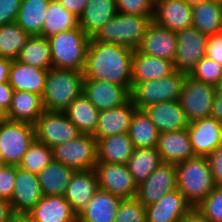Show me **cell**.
Here are the masks:
<instances>
[{
  "label": "cell",
  "instance_id": "cell-18",
  "mask_svg": "<svg viewBox=\"0 0 222 222\" xmlns=\"http://www.w3.org/2000/svg\"><path fill=\"white\" fill-rule=\"evenodd\" d=\"M187 131L196 156H209L222 144V124L215 118H201L189 124Z\"/></svg>",
  "mask_w": 222,
  "mask_h": 222
},
{
  "label": "cell",
  "instance_id": "cell-19",
  "mask_svg": "<svg viewBox=\"0 0 222 222\" xmlns=\"http://www.w3.org/2000/svg\"><path fill=\"white\" fill-rule=\"evenodd\" d=\"M99 189L95 169L78 170L72 175L64 197L78 216Z\"/></svg>",
  "mask_w": 222,
  "mask_h": 222
},
{
  "label": "cell",
  "instance_id": "cell-43",
  "mask_svg": "<svg viewBox=\"0 0 222 222\" xmlns=\"http://www.w3.org/2000/svg\"><path fill=\"white\" fill-rule=\"evenodd\" d=\"M114 222H146L145 206L137 198L122 200Z\"/></svg>",
  "mask_w": 222,
  "mask_h": 222
},
{
  "label": "cell",
  "instance_id": "cell-5",
  "mask_svg": "<svg viewBox=\"0 0 222 222\" xmlns=\"http://www.w3.org/2000/svg\"><path fill=\"white\" fill-rule=\"evenodd\" d=\"M152 18L153 16L117 13L97 32L93 39L135 50L153 21Z\"/></svg>",
  "mask_w": 222,
  "mask_h": 222
},
{
  "label": "cell",
  "instance_id": "cell-14",
  "mask_svg": "<svg viewBox=\"0 0 222 222\" xmlns=\"http://www.w3.org/2000/svg\"><path fill=\"white\" fill-rule=\"evenodd\" d=\"M82 93L99 112L119 107L131 99L130 91L126 87L92 79L83 80Z\"/></svg>",
  "mask_w": 222,
  "mask_h": 222
},
{
  "label": "cell",
  "instance_id": "cell-32",
  "mask_svg": "<svg viewBox=\"0 0 222 222\" xmlns=\"http://www.w3.org/2000/svg\"><path fill=\"white\" fill-rule=\"evenodd\" d=\"M75 170L54 160L41 172L38 179L44 196H63Z\"/></svg>",
  "mask_w": 222,
  "mask_h": 222
},
{
  "label": "cell",
  "instance_id": "cell-25",
  "mask_svg": "<svg viewBox=\"0 0 222 222\" xmlns=\"http://www.w3.org/2000/svg\"><path fill=\"white\" fill-rule=\"evenodd\" d=\"M49 70L12 60L9 69V84L16 91H28L43 95Z\"/></svg>",
  "mask_w": 222,
  "mask_h": 222
},
{
  "label": "cell",
  "instance_id": "cell-30",
  "mask_svg": "<svg viewBox=\"0 0 222 222\" xmlns=\"http://www.w3.org/2000/svg\"><path fill=\"white\" fill-rule=\"evenodd\" d=\"M133 151L128 133L114 134L97 141V162L126 164Z\"/></svg>",
  "mask_w": 222,
  "mask_h": 222
},
{
  "label": "cell",
  "instance_id": "cell-47",
  "mask_svg": "<svg viewBox=\"0 0 222 222\" xmlns=\"http://www.w3.org/2000/svg\"><path fill=\"white\" fill-rule=\"evenodd\" d=\"M206 158L209 162L215 185L222 186V144L217 146Z\"/></svg>",
  "mask_w": 222,
  "mask_h": 222
},
{
  "label": "cell",
  "instance_id": "cell-55",
  "mask_svg": "<svg viewBox=\"0 0 222 222\" xmlns=\"http://www.w3.org/2000/svg\"><path fill=\"white\" fill-rule=\"evenodd\" d=\"M8 222H33L27 214H14Z\"/></svg>",
  "mask_w": 222,
  "mask_h": 222
},
{
  "label": "cell",
  "instance_id": "cell-37",
  "mask_svg": "<svg viewBox=\"0 0 222 222\" xmlns=\"http://www.w3.org/2000/svg\"><path fill=\"white\" fill-rule=\"evenodd\" d=\"M44 70L53 68L49 41L43 36H30L16 59Z\"/></svg>",
  "mask_w": 222,
  "mask_h": 222
},
{
  "label": "cell",
  "instance_id": "cell-52",
  "mask_svg": "<svg viewBox=\"0 0 222 222\" xmlns=\"http://www.w3.org/2000/svg\"><path fill=\"white\" fill-rule=\"evenodd\" d=\"M13 215L10 201L0 198V222H8Z\"/></svg>",
  "mask_w": 222,
  "mask_h": 222
},
{
  "label": "cell",
  "instance_id": "cell-50",
  "mask_svg": "<svg viewBox=\"0 0 222 222\" xmlns=\"http://www.w3.org/2000/svg\"><path fill=\"white\" fill-rule=\"evenodd\" d=\"M59 4L63 5L69 12L79 17L83 12L89 0H56Z\"/></svg>",
  "mask_w": 222,
  "mask_h": 222
},
{
  "label": "cell",
  "instance_id": "cell-42",
  "mask_svg": "<svg viewBox=\"0 0 222 222\" xmlns=\"http://www.w3.org/2000/svg\"><path fill=\"white\" fill-rule=\"evenodd\" d=\"M195 208L210 222H222V186H215Z\"/></svg>",
  "mask_w": 222,
  "mask_h": 222
},
{
  "label": "cell",
  "instance_id": "cell-12",
  "mask_svg": "<svg viewBox=\"0 0 222 222\" xmlns=\"http://www.w3.org/2000/svg\"><path fill=\"white\" fill-rule=\"evenodd\" d=\"M176 35L177 54L173 62L174 69L189 74L205 57L208 37L193 26L177 31Z\"/></svg>",
  "mask_w": 222,
  "mask_h": 222
},
{
  "label": "cell",
  "instance_id": "cell-38",
  "mask_svg": "<svg viewBox=\"0 0 222 222\" xmlns=\"http://www.w3.org/2000/svg\"><path fill=\"white\" fill-rule=\"evenodd\" d=\"M78 17L56 0H51L42 27V36L50 37L63 31L77 28Z\"/></svg>",
  "mask_w": 222,
  "mask_h": 222
},
{
  "label": "cell",
  "instance_id": "cell-46",
  "mask_svg": "<svg viewBox=\"0 0 222 222\" xmlns=\"http://www.w3.org/2000/svg\"><path fill=\"white\" fill-rule=\"evenodd\" d=\"M22 0H0V26L16 22Z\"/></svg>",
  "mask_w": 222,
  "mask_h": 222
},
{
  "label": "cell",
  "instance_id": "cell-33",
  "mask_svg": "<svg viewBox=\"0 0 222 222\" xmlns=\"http://www.w3.org/2000/svg\"><path fill=\"white\" fill-rule=\"evenodd\" d=\"M80 134L94 135L97 129L99 110L82 93L64 111Z\"/></svg>",
  "mask_w": 222,
  "mask_h": 222
},
{
  "label": "cell",
  "instance_id": "cell-36",
  "mask_svg": "<svg viewBox=\"0 0 222 222\" xmlns=\"http://www.w3.org/2000/svg\"><path fill=\"white\" fill-rule=\"evenodd\" d=\"M162 163L163 162L156 147L134 148L126 166L132 174L134 182L139 185L144 182Z\"/></svg>",
  "mask_w": 222,
  "mask_h": 222
},
{
  "label": "cell",
  "instance_id": "cell-24",
  "mask_svg": "<svg viewBox=\"0 0 222 222\" xmlns=\"http://www.w3.org/2000/svg\"><path fill=\"white\" fill-rule=\"evenodd\" d=\"M136 109L137 107L130 99L119 107L99 112L97 129L93 135L95 139L98 141L114 134L128 133Z\"/></svg>",
  "mask_w": 222,
  "mask_h": 222
},
{
  "label": "cell",
  "instance_id": "cell-1",
  "mask_svg": "<svg viewBox=\"0 0 222 222\" xmlns=\"http://www.w3.org/2000/svg\"><path fill=\"white\" fill-rule=\"evenodd\" d=\"M134 50L90 39L84 79L107 81L132 90V58Z\"/></svg>",
  "mask_w": 222,
  "mask_h": 222
},
{
  "label": "cell",
  "instance_id": "cell-15",
  "mask_svg": "<svg viewBox=\"0 0 222 222\" xmlns=\"http://www.w3.org/2000/svg\"><path fill=\"white\" fill-rule=\"evenodd\" d=\"M38 175L16 166L11 208L14 214H27L42 198Z\"/></svg>",
  "mask_w": 222,
  "mask_h": 222
},
{
  "label": "cell",
  "instance_id": "cell-2",
  "mask_svg": "<svg viewBox=\"0 0 222 222\" xmlns=\"http://www.w3.org/2000/svg\"><path fill=\"white\" fill-rule=\"evenodd\" d=\"M177 189L195 208L215 188L209 162L204 156H195L175 165Z\"/></svg>",
  "mask_w": 222,
  "mask_h": 222
},
{
  "label": "cell",
  "instance_id": "cell-23",
  "mask_svg": "<svg viewBox=\"0 0 222 222\" xmlns=\"http://www.w3.org/2000/svg\"><path fill=\"white\" fill-rule=\"evenodd\" d=\"M33 222H77V215L64 196L49 195L27 213Z\"/></svg>",
  "mask_w": 222,
  "mask_h": 222
},
{
  "label": "cell",
  "instance_id": "cell-11",
  "mask_svg": "<svg viewBox=\"0 0 222 222\" xmlns=\"http://www.w3.org/2000/svg\"><path fill=\"white\" fill-rule=\"evenodd\" d=\"M95 171L100 189L123 200L136 198L138 185L134 182L126 164L97 162Z\"/></svg>",
  "mask_w": 222,
  "mask_h": 222
},
{
  "label": "cell",
  "instance_id": "cell-26",
  "mask_svg": "<svg viewBox=\"0 0 222 222\" xmlns=\"http://www.w3.org/2000/svg\"><path fill=\"white\" fill-rule=\"evenodd\" d=\"M122 200L99 188L77 216V222H114Z\"/></svg>",
  "mask_w": 222,
  "mask_h": 222
},
{
  "label": "cell",
  "instance_id": "cell-29",
  "mask_svg": "<svg viewBox=\"0 0 222 222\" xmlns=\"http://www.w3.org/2000/svg\"><path fill=\"white\" fill-rule=\"evenodd\" d=\"M44 110L42 96L28 91L14 90L7 119L34 125Z\"/></svg>",
  "mask_w": 222,
  "mask_h": 222
},
{
  "label": "cell",
  "instance_id": "cell-31",
  "mask_svg": "<svg viewBox=\"0 0 222 222\" xmlns=\"http://www.w3.org/2000/svg\"><path fill=\"white\" fill-rule=\"evenodd\" d=\"M192 26L205 36L222 32V3L208 0L192 5Z\"/></svg>",
  "mask_w": 222,
  "mask_h": 222
},
{
  "label": "cell",
  "instance_id": "cell-34",
  "mask_svg": "<svg viewBox=\"0 0 222 222\" xmlns=\"http://www.w3.org/2000/svg\"><path fill=\"white\" fill-rule=\"evenodd\" d=\"M51 0H22L16 23L30 36H42V27Z\"/></svg>",
  "mask_w": 222,
  "mask_h": 222
},
{
  "label": "cell",
  "instance_id": "cell-3",
  "mask_svg": "<svg viewBox=\"0 0 222 222\" xmlns=\"http://www.w3.org/2000/svg\"><path fill=\"white\" fill-rule=\"evenodd\" d=\"M83 80V71L50 69L42 95L44 109L64 112L82 94Z\"/></svg>",
  "mask_w": 222,
  "mask_h": 222
},
{
  "label": "cell",
  "instance_id": "cell-40",
  "mask_svg": "<svg viewBox=\"0 0 222 222\" xmlns=\"http://www.w3.org/2000/svg\"><path fill=\"white\" fill-rule=\"evenodd\" d=\"M53 160L52 148L36 139L27 149L17 167L38 174Z\"/></svg>",
  "mask_w": 222,
  "mask_h": 222
},
{
  "label": "cell",
  "instance_id": "cell-8",
  "mask_svg": "<svg viewBox=\"0 0 222 222\" xmlns=\"http://www.w3.org/2000/svg\"><path fill=\"white\" fill-rule=\"evenodd\" d=\"M53 160L78 170L95 169L97 140L93 135L79 134L75 139L52 148Z\"/></svg>",
  "mask_w": 222,
  "mask_h": 222
},
{
  "label": "cell",
  "instance_id": "cell-20",
  "mask_svg": "<svg viewBox=\"0 0 222 222\" xmlns=\"http://www.w3.org/2000/svg\"><path fill=\"white\" fill-rule=\"evenodd\" d=\"M157 151L166 164L177 165L195 157L189 134L186 129L159 133Z\"/></svg>",
  "mask_w": 222,
  "mask_h": 222
},
{
  "label": "cell",
  "instance_id": "cell-9",
  "mask_svg": "<svg viewBox=\"0 0 222 222\" xmlns=\"http://www.w3.org/2000/svg\"><path fill=\"white\" fill-rule=\"evenodd\" d=\"M216 89L217 87L196 80L187 74L178 101L190 123L211 117Z\"/></svg>",
  "mask_w": 222,
  "mask_h": 222
},
{
  "label": "cell",
  "instance_id": "cell-48",
  "mask_svg": "<svg viewBox=\"0 0 222 222\" xmlns=\"http://www.w3.org/2000/svg\"><path fill=\"white\" fill-rule=\"evenodd\" d=\"M205 57L222 65V32L208 36Z\"/></svg>",
  "mask_w": 222,
  "mask_h": 222
},
{
  "label": "cell",
  "instance_id": "cell-28",
  "mask_svg": "<svg viewBox=\"0 0 222 222\" xmlns=\"http://www.w3.org/2000/svg\"><path fill=\"white\" fill-rule=\"evenodd\" d=\"M175 71L173 62L134 50L132 58V82L157 80Z\"/></svg>",
  "mask_w": 222,
  "mask_h": 222
},
{
  "label": "cell",
  "instance_id": "cell-27",
  "mask_svg": "<svg viewBox=\"0 0 222 222\" xmlns=\"http://www.w3.org/2000/svg\"><path fill=\"white\" fill-rule=\"evenodd\" d=\"M117 13L116 0H89L78 17V24L90 38H93Z\"/></svg>",
  "mask_w": 222,
  "mask_h": 222
},
{
  "label": "cell",
  "instance_id": "cell-35",
  "mask_svg": "<svg viewBox=\"0 0 222 222\" xmlns=\"http://www.w3.org/2000/svg\"><path fill=\"white\" fill-rule=\"evenodd\" d=\"M134 148L157 147L159 131L142 109H136L128 129Z\"/></svg>",
  "mask_w": 222,
  "mask_h": 222
},
{
  "label": "cell",
  "instance_id": "cell-16",
  "mask_svg": "<svg viewBox=\"0 0 222 222\" xmlns=\"http://www.w3.org/2000/svg\"><path fill=\"white\" fill-rule=\"evenodd\" d=\"M137 50L144 54L174 62L177 54L176 32L152 21Z\"/></svg>",
  "mask_w": 222,
  "mask_h": 222
},
{
  "label": "cell",
  "instance_id": "cell-58",
  "mask_svg": "<svg viewBox=\"0 0 222 222\" xmlns=\"http://www.w3.org/2000/svg\"><path fill=\"white\" fill-rule=\"evenodd\" d=\"M6 166V164L0 159V171Z\"/></svg>",
  "mask_w": 222,
  "mask_h": 222
},
{
  "label": "cell",
  "instance_id": "cell-44",
  "mask_svg": "<svg viewBox=\"0 0 222 222\" xmlns=\"http://www.w3.org/2000/svg\"><path fill=\"white\" fill-rule=\"evenodd\" d=\"M118 13L153 16L154 5L150 0H116Z\"/></svg>",
  "mask_w": 222,
  "mask_h": 222
},
{
  "label": "cell",
  "instance_id": "cell-39",
  "mask_svg": "<svg viewBox=\"0 0 222 222\" xmlns=\"http://www.w3.org/2000/svg\"><path fill=\"white\" fill-rule=\"evenodd\" d=\"M29 37L16 22L0 26V56L16 60Z\"/></svg>",
  "mask_w": 222,
  "mask_h": 222
},
{
  "label": "cell",
  "instance_id": "cell-54",
  "mask_svg": "<svg viewBox=\"0 0 222 222\" xmlns=\"http://www.w3.org/2000/svg\"><path fill=\"white\" fill-rule=\"evenodd\" d=\"M182 222H210L205 218L197 208H193L187 216L182 220Z\"/></svg>",
  "mask_w": 222,
  "mask_h": 222
},
{
  "label": "cell",
  "instance_id": "cell-10",
  "mask_svg": "<svg viewBox=\"0 0 222 222\" xmlns=\"http://www.w3.org/2000/svg\"><path fill=\"white\" fill-rule=\"evenodd\" d=\"M36 140L50 148L75 139L80 132L63 111L44 110L34 124Z\"/></svg>",
  "mask_w": 222,
  "mask_h": 222
},
{
  "label": "cell",
  "instance_id": "cell-56",
  "mask_svg": "<svg viewBox=\"0 0 222 222\" xmlns=\"http://www.w3.org/2000/svg\"><path fill=\"white\" fill-rule=\"evenodd\" d=\"M7 120V112L0 106V123Z\"/></svg>",
  "mask_w": 222,
  "mask_h": 222
},
{
  "label": "cell",
  "instance_id": "cell-7",
  "mask_svg": "<svg viewBox=\"0 0 222 222\" xmlns=\"http://www.w3.org/2000/svg\"><path fill=\"white\" fill-rule=\"evenodd\" d=\"M36 139L33 124L5 120L0 123V157L6 165H18Z\"/></svg>",
  "mask_w": 222,
  "mask_h": 222
},
{
  "label": "cell",
  "instance_id": "cell-41",
  "mask_svg": "<svg viewBox=\"0 0 222 222\" xmlns=\"http://www.w3.org/2000/svg\"><path fill=\"white\" fill-rule=\"evenodd\" d=\"M188 75L206 84L219 87L222 79V65L208 57H204Z\"/></svg>",
  "mask_w": 222,
  "mask_h": 222
},
{
  "label": "cell",
  "instance_id": "cell-17",
  "mask_svg": "<svg viewBox=\"0 0 222 222\" xmlns=\"http://www.w3.org/2000/svg\"><path fill=\"white\" fill-rule=\"evenodd\" d=\"M194 207L175 189L158 202L145 206L146 222H180Z\"/></svg>",
  "mask_w": 222,
  "mask_h": 222
},
{
  "label": "cell",
  "instance_id": "cell-6",
  "mask_svg": "<svg viewBox=\"0 0 222 222\" xmlns=\"http://www.w3.org/2000/svg\"><path fill=\"white\" fill-rule=\"evenodd\" d=\"M187 73L175 70L167 77L143 82H132L131 100L137 109L163 101L179 100Z\"/></svg>",
  "mask_w": 222,
  "mask_h": 222
},
{
  "label": "cell",
  "instance_id": "cell-45",
  "mask_svg": "<svg viewBox=\"0 0 222 222\" xmlns=\"http://www.w3.org/2000/svg\"><path fill=\"white\" fill-rule=\"evenodd\" d=\"M16 177V165H6L0 171V198L11 201Z\"/></svg>",
  "mask_w": 222,
  "mask_h": 222
},
{
  "label": "cell",
  "instance_id": "cell-57",
  "mask_svg": "<svg viewBox=\"0 0 222 222\" xmlns=\"http://www.w3.org/2000/svg\"><path fill=\"white\" fill-rule=\"evenodd\" d=\"M189 5H195V4H199V3H203L205 1H208V0H185Z\"/></svg>",
  "mask_w": 222,
  "mask_h": 222
},
{
  "label": "cell",
  "instance_id": "cell-49",
  "mask_svg": "<svg viewBox=\"0 0 222 222\" xmlns=\"http://www.w3.org/2000/svg\"><path fill=\"white\" fill-rule=\"evenodd\" d=\"M13 87L9 82H4L0 84V106L7 112L11 106Z\"/></svg>",
  "mask_w": 222,
  "mask_h": 222
},
{
  "label": "cell",
  "instance_id": "cell-53",
  "mask_svg": "<svg viewBox=\"0 0 222 222\" xmlns=\"http://www.w3.org/2000/svg\"><path fill=\"white\" fill-rule=\"evenodd\" d=\"M11 62L12 60L0 56V84L8 82Z\"/></svg>",
  "mask_w": 222,
  "mask_h": 222
},
{
  "label": "cell",
  "instance_id": "cell-21",
  "mask_svg": "<svg viewBox=\"0 0 222 222\" xmlns=\"http://www.w3.org/2000/svg\"><path fill=\"white\" fill-rule=\"evenodd\" d=\"M192 6L185 0H164L154 6L152 20L177 32L192 27Z\"/></svg>",
  "mask_w": 222,
  "mask_h": 222
},
{
  "label": "cell",
  "instance_id": "cell-4",
  "mask_svg": "<svg viewBox=\"0 0 222 222\" xmlns=\"http://www.w3.org/2000/svg\"><path fill=\"white\" fill-rule=\"evenodd\" d=\"M53 68L83 71L90 37L78 26L47 38Z\"/></svg>",
  "mask_w": 222,
  "mask_h": 222
},
{
  "label": "cell",
  "instance_id": "cell-22",
  "mask_svg": "<svg viewBox=\"0 0 222 222\" xmlns=\"http://www.w3.org/2000/svg\"><path fill=\"white\" fill-rule=\"evenodd\" d=\"M159 133L186 129L190 122L178 100L163 101L143 109Z\"/></svg>",
  "mask_w": 222,
  "mask_h": 222
},
{
  "label": "cell",
  "instance_id": "cell-51",
  "mask_svg": "<svg viewBox=\"0 0 222 222\" xmlns=\"http://www.w3.org/2000/svg\"><path fill=\"white\" fill-rule=\"evenodd\" d=\"M211 117L215 118L222 124V87L216 89L215 97L212 105Z\"/></svg>",
  "mask_w": 222,
  "mask_h": 222
},
{
  "label": "cell",
  "instance_id": "cell-59",
  "mask_svg": "<svg viewBox=\"0 0 222 222\" xmlns=\"http://www.w3.org/2000/svg\"><path fill=\"white\" fill-rule=\"evenodd\" d=\"M150 1L155 6L157 3L164 1V0H150Z\"/></svg>",
  "mask_w": 222,
  "mask_h": 222
},
{
  "label": "cell",
  "instance_id": "cell-13",
  "mask_svg": "<svg viewBox=\"0 0 222 222\" xmlns=\"http://www.w3.org/2000/svg\"><path fill=\"white\" fill-rule=\"evenodd\" d=\"M177 189V171L173 164L162 163L137 187L136 198L144 206L158 202L166 193Z\"/></svg>",
  "mask_w": 222,
  "mask_h": 222
}]
</instances>
